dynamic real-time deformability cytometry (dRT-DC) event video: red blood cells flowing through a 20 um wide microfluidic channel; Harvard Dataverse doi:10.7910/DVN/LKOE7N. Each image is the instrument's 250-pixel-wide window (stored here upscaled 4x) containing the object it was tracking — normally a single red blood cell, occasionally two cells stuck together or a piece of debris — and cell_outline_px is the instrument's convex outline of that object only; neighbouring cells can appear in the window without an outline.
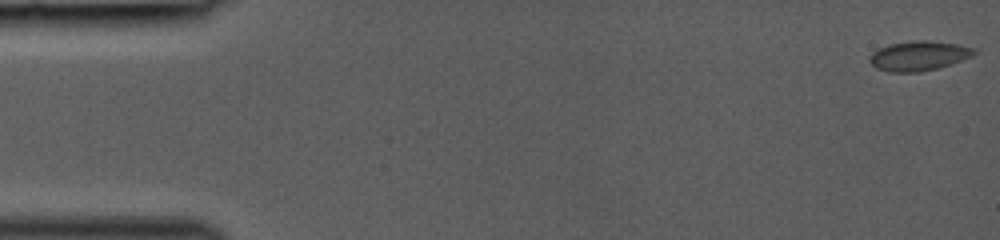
{"species": "common noctule bat (a hibernating species)", "species_latin": "Nyctalus noctula", "temperature_condition": "room temperature", "stored_images_in_passage": 42, "camera_frame_rate_fps": 3000, "um_per_image_px": 0.085, "animal": {"sex": "female", "body_mass_g": 19.0, "forearm_length_mm": 53.3}, "frame": {"image": 1, "passage_image": 1, "time_ms": 0.0, "image_size_px": [1000, 240], "cell_outline_px": [[980, 52], [972, 56], [936, 68], [920, 72], [888, 72], [876, 68], [868, 60], [868, 56], [872, 52], [888, 44], [912, 40], [928, 40], [960, 44], [976, 48]], "centroid_in_image_um": [78.09, 4.73], "position_along_channel_um": 6.9, "area_um2": 18.26}}
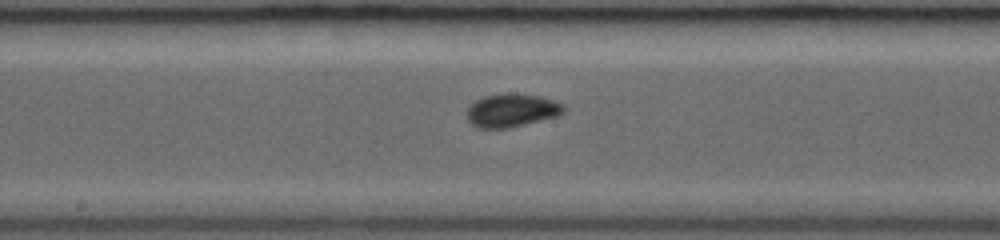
{"frame": {"image": 2, "passage_image": 24, "time_ms": 7.667, "image_size_px": [1000, 240], "cell_outline_px": [[568, 108], [564, 112], [556, 116], [508, 128], [480, 128], [472, 124], [468, 120], [468, 108], [476, 100], [484, 96], [508, 92], [512, 92], [540, 96], [564, 104]], "centroid_in_image_um": [43.52, 9.36], "position_along_channel_um": 204.7, "area_um2": 18.73}}
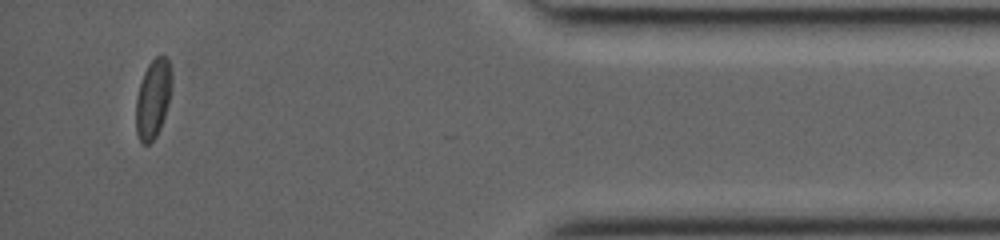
{"frame": {"image": 3, "passage_image": 41, "time_ms": 13.333, "image_size_px": [1000, 240], "cell_outline_px": [[172, 88], [168, 104], [160, 128], [156, 136], [148, 144], [140, 144], [136, 132], [136, 96], [144, 72], [148, 64], [156, 56], [164, 56], [168, 60], [172, 72]], "centroid_in_image_um": [13.01, 8.39], "position_along_channel_um": 422.2, "area_um2": 16.59}}